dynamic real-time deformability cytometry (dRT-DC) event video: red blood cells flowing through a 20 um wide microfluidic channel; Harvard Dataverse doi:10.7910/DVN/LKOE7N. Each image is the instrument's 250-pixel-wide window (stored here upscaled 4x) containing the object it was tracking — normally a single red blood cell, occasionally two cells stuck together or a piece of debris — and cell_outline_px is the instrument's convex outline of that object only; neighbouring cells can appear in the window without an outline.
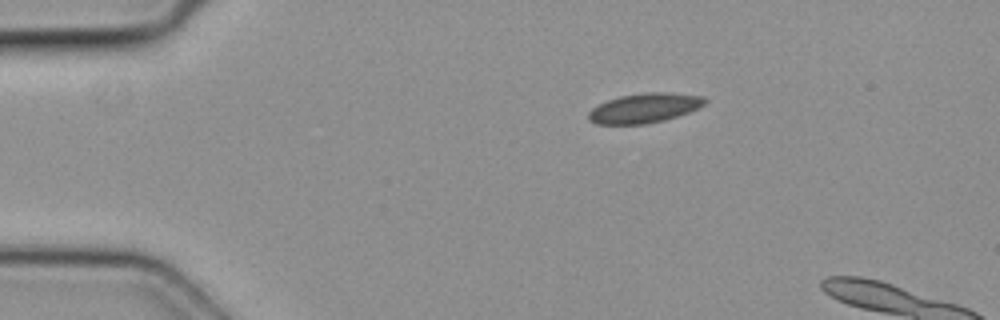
{"species": "common noctule bat (a hibernating species)", "species_latin": "Nyctalus noctula", "temperature_condition": "cold", "stored_images_in_passage": 3, "camera_frame_rate_fps": 3000, "um_per_image_px": 0.085, "animal": {"sex": "female", "body_mass_g": 19.3, "forearm_length_mm": 54.1}, "frame": {"image": 1, "passage_image": 1, "time_ms": 0.0, "image_size_px": [1000, 320], "cell_outline_px": [[708, 100], [704, 104], [688, 112], [664, 120], [644, 124], [596, 124], [588, 120], [588, 112], [592, 108], [608, 100], [620, 96], [648, 92], [668, 92], [704, 96]], "centroid_in_image_um": [54.76, 9.18], "position_along_channel_um": 30.2, "area_um2": 19.94}}